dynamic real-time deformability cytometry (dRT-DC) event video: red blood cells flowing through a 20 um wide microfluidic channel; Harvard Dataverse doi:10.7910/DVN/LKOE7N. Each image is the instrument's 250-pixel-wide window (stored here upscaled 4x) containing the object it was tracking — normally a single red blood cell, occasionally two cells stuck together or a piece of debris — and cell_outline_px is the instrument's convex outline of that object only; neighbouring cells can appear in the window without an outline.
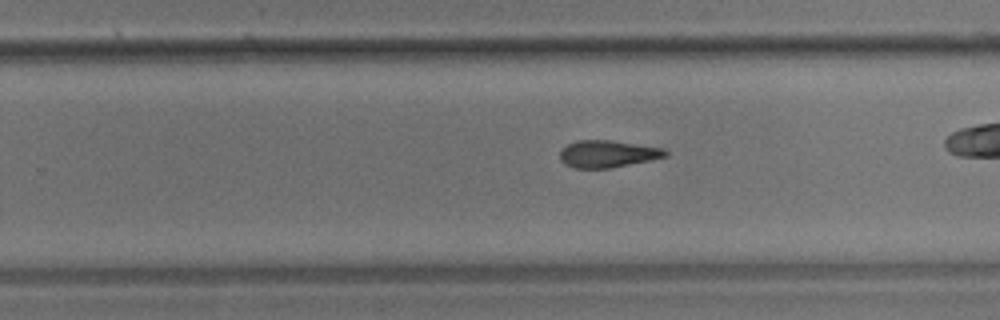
{"species": "common noctule bat (a hibernating species)", "species_latin": "Nyctalus noctula", "temperature_condition": "room temperature", "stored_images_in_passage": 37, "camera_frame_rate_fps": 3000, "um_per_image_px": 0.085, "animal": {"sex": "male", "body_mass_g": 17.9}, "frame": {"image": 1, "passage_image": 27, "time_ms": 8.667, "image_size_px": [1000, 320], "cell_outline_px": [[668, 156], [608, 168], [572, 168], [564, 164], [560, 160], [560, 152], [568, 144], [576, 140], [612, 140], [664, 148], [668, 152]], "centroid_in_image_um": [51.63, 13.07], "position_along_channel_um": 278.2, "area_um2": 16.59}}